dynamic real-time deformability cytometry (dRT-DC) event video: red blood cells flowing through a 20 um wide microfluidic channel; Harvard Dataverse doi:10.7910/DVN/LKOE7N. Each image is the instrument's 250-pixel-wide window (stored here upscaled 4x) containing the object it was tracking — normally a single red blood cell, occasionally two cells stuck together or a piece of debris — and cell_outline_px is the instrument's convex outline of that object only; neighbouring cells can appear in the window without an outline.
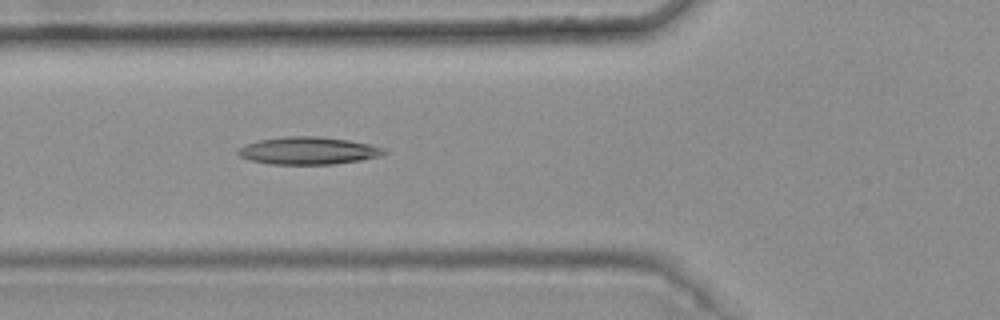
{"species": "common noctule bat (a hibernating species)", "species_latin": "Nyctalus noctula", "temperature_condition": "warm", "stored_images_in_passage": 3, "camera_frame_rate_fps": 3000, "um_per_image_px": 0.085, "animal": {"sex": "female", "body_mass_g": 25.1}, "frame": {"image": 1, "passage_image": 3, "time_ms": 0.667, "image_size_px": [1000, 320], "cell_outline_px": [[388, 152], [380, 156], [360, 160], [332, 164], [268, 164], [248, 160], [240, 156], [236, 152], [236, 148], [244, 144], [260, 140], [284, 136], [320, 136], [348, 140], [368, 144], [384, 148]], "centroid_in_image_um": [26.14, 12.8], "position_along_channel_um": 99.7, "area_um2": 23.52}}